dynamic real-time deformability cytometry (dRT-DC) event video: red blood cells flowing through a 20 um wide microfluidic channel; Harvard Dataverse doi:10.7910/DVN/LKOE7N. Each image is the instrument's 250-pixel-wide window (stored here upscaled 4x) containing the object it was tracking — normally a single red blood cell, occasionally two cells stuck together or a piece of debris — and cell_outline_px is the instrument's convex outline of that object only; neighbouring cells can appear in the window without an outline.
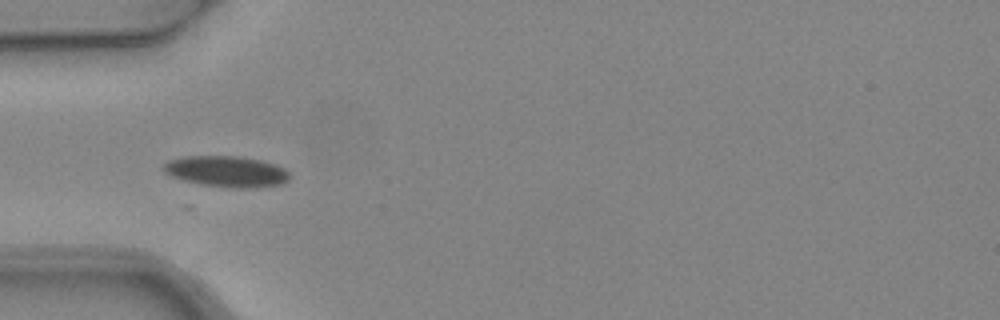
{"species": "common noctule bat (a hibernating species)", "species_latin": "Nyctalus noctula", "temperature_condition": "warm", "stored_images_in_passage": 1, "camera_frame_rate_fps": 3000, "um_per_image_px": 0.085, "animal": {"sex": "female", "body_mass_g": 24.6, "forearm_length_mm": 56.2}, "frame": {"image": 1, "passage_image": 1, "time_ms": 0.0, "image_size_px": [1000, 320], "cell_outline_px": [[292, 176], [288, 180], [280, 184], [248, 188], [232, 188], [200, 184], [184, 180], [172, 176], [164, 172], [164, 164], [168, 160], [184, 156], [236, 156], [260, 160], [284, 168]], "centroid_in_image_um": [19.25, 14.57], "position_along_channel_um": 65.8, "area_um2": 22.6}}